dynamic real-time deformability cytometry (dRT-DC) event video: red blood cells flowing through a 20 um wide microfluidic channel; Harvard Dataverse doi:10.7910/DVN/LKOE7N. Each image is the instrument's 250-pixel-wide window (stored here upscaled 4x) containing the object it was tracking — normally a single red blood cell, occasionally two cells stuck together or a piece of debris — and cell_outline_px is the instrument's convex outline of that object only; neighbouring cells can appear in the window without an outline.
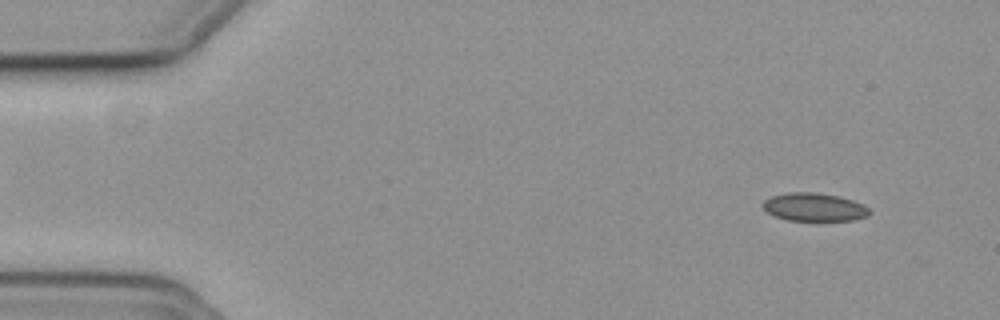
{"species": "common noctule bat (a hibernating species)", "species_latin": "Nyctalus noctula", "temperature_condition": "cold", "stored_images_in_passage": 52, "camera_frame_rate_fps": 3000, "um_per_image_px": 0.085, "animal": {"sex": "female", "body_mass_g": 19.3, "forearm_length_mm": 54.1}, "frame": {"image": 1, "passage_image": 1, "time_ms": 0.0, "image_size_px": [1000, 320], "cell_outline_px": [[872, 212], [868, 216], [856, 220], [788, 220], [776, 216], [768, 212], [760, 204], [764, 200], [772, 196], [788, 192], [816, 192], [840, 196], [852, 200], [868, 208]], "centroid_in_image_um": [69.21, 17.59], "position_along_channel_um": 15.8, "area_um2": 17.46}}
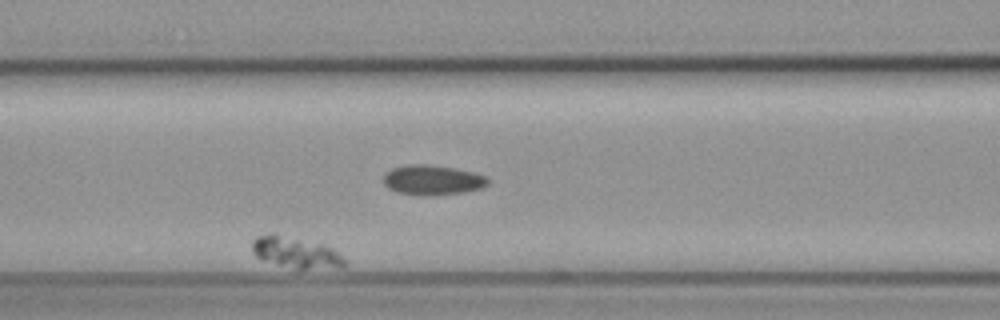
{"frame": {"image": 2, "passage_image": 19, "time_ms": 6.0, "image_size_px": [1000, 320], "cell_outline_px": [[344, 268], [296, 268], [276, 264], [260, 260], [252, 252], [252, 240], [256, 236], [268, 232], [272, 232], [324, 244], [332, 248], [344, 260]], "centroid_in_image_um": [25.07, 21.43], "position_along_channel_um": 141.5, "area_um2": 16.94}}
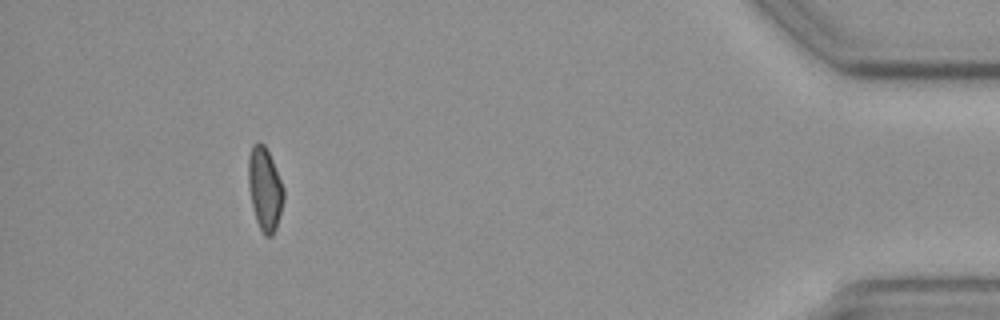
{"frame": {"image": 3, "passage_image": 47, "time_ms": 15.333, "image_size_px": [1000, 320], "cell_outline_px": [[284, 200], [276, 228], [272, 236], [264, 236], [256, 220], [252, 204], [248, 184], [248, 156], [252, 144], [264, 144], [272, 160], [284, 188]], "centroid_in_image_um": [22.51, 16.07], "position_along_channel_um": 412.7, "area_um2": 16.94}}